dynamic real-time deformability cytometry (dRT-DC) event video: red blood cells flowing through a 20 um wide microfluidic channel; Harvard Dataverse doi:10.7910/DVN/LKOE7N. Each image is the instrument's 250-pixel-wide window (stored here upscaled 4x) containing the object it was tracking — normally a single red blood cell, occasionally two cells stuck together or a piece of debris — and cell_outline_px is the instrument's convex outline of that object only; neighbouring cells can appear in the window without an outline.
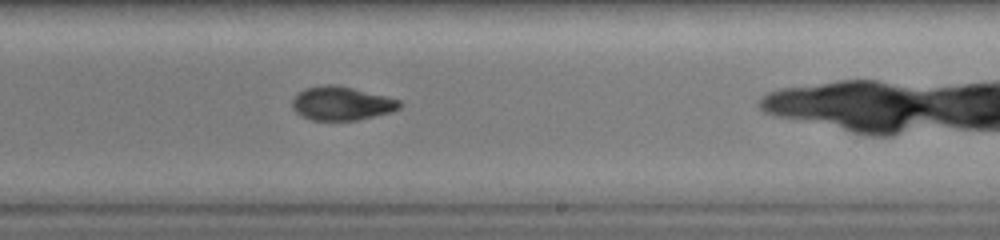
{"species": "common noctule bat (a hibernating species)", "species_latin": "Nyctalus noctula", "temperature_condition": "warm", "stored_images_in_passage": 30, "camera_frame_rate_fps": 3000, "um_per_image_px": 0.085, "animal": {"sex": "female", "body_mass_g": 19.0, "forearm_length_mm": 51.5}, "frame": {"image": 1, "passage_image": 18, "time_ms": 5.667, "image_size_px": [1000, 240], "cell_outline_px": [[404, 104], [400, 108], [392, 112], [356, 120], [312, 120], [300, 116], [292, 108], [292, 100], [304, 88], [320, 84], [336, 84], [400, 100]], "centroid_in_image_um": [29.02, 8.79], "position_along_channel_um": 260.0, "area_um2": 21.15}}
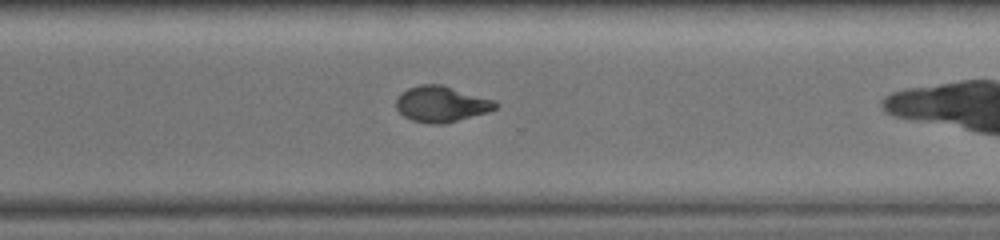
{"frame": {"image": 2, "passage_image": 23, "time_ms": 7.333, "image_size_px": [1000, 240], "cell_outline_px": [[496, 108], [488, 112], [444, 124], [428, 124], [412, 120], [404, 116], [396, 108], [396, 100], [400, 92], [408, 88], [420, 84], [444, 84], [496, 100]], "centroid_in_image_um": [37.51, 8.83], "position_along_channel_um": 333.1, "area_um2": 21.04}}
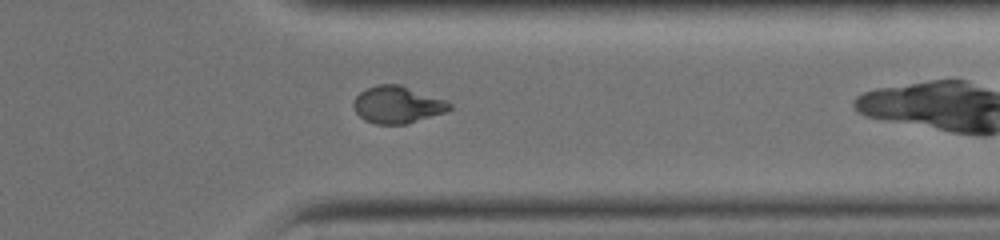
{"frame": {"image": 3, "passage_image": 26, "time_ms": 8.333, "image_size_px": [1000, 240], "cell_outline_px": [[452, 108], [444, 112], [408, 124], [376, 124], [364, 120], [356, 112], [352, 104], [356, 96], [360, 92], [368, 88], [380, 84], [400, 84], [448, 100], [452, 104]], "centroid_in_image_um": [33.8, 8.9], "position_along_channel_um": 377.6, "area_um2": 20.87}}